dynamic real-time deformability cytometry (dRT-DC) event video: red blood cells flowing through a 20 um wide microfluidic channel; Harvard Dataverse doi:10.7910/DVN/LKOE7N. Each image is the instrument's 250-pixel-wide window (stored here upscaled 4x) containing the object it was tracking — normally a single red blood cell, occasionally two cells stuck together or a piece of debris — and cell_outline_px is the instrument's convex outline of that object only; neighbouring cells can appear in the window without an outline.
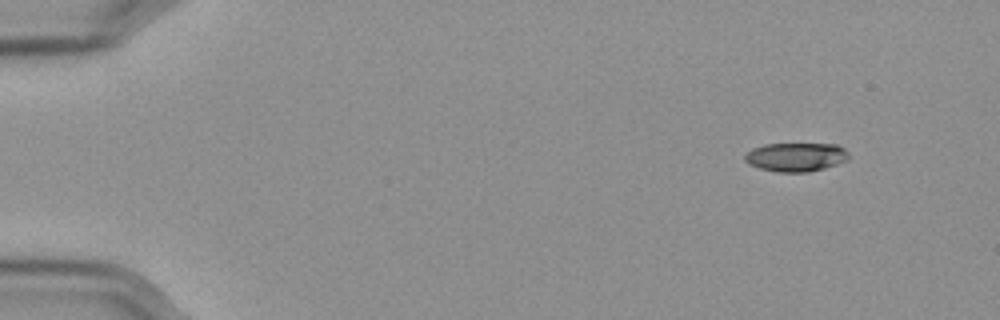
{"species": "Egyptian fruit bat (a non-hibernating species)", "species_latin": "Rousettus aegyptiacus", "temperature_condition": "cold", "stored_images_in_passage": 53, "camera_frame_rate_fps": 3000, "um_per_image_px": 0.085, "frame": {"image": 1, "passage_image": 1, "time_ms": 0.0, "image_size_px": [1000, 320], "cell_outline_px": [[848, 160], [824, 168], [808, 172], [776, 172], [760, 168], [748, 164], [744, 160], [744, 156], [752, 148], [764, 144], [836, 144], [844, 148], [848, 152]], "centroid_in_image_um": [67.64, 13.34], "position_along_channel_um": 17.4, "area_um2": 17.46}}
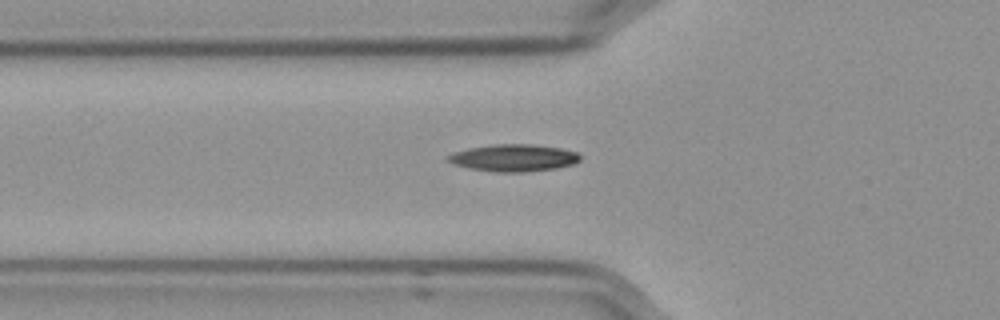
{"frame": {"image": 2, "passage_image": 16, "time_ms": 5.0, "image_size_px": [1000, 320], "cell_outline_px": [[580, 160], [572, 164], [556, 168], [524, 172], [492, 172], [468, 168], [444, 160], [444, 156], [468, 148], [496, 144], [532, 144], [560, 148], [576, 152], [580, 156]], "centroid_in_image_um": [43.62, 13.42], "position_along_channel_um": 82.2, "area_um2": 20.87}}
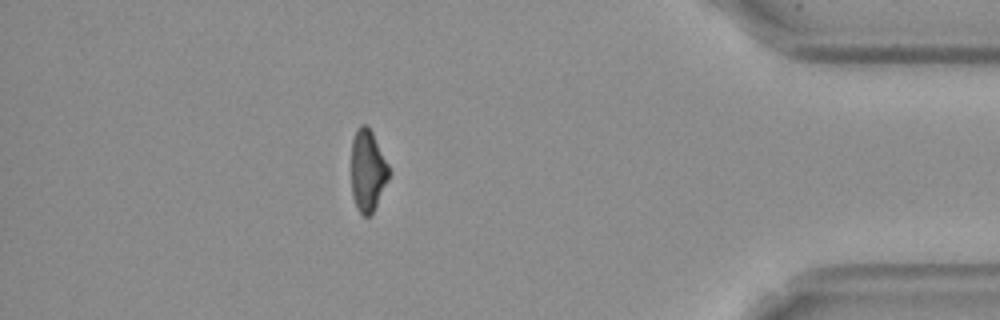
{"frame": {"image": 3, "passage_image": 46, "time_ms": 15.0, "image_size_px": [1000, 320], "cell_outline_px": [[388, 180], [372, 212], [368, 216], [364, 216], [356, 208], [352, 196], [352, 140], [356, 128], [360, 124], [364, 124], [372, 132], [388, 164]], "centroid_in_image_um": [31.23, 14.48], "position_along_channel_um": 404.0, "area_um2": 17.57}, "authors_computed_cell_mechanics": {"area_um2": 18.6694, "velocity_mm_per_s": 3.5882, "shape_relaxation_time_tau1_ms": null, "shape_relaxation_time_tau2_ms": 8.0701, "deformation_change_tau1": null, "deformation_change_tau2": 0.1594}}